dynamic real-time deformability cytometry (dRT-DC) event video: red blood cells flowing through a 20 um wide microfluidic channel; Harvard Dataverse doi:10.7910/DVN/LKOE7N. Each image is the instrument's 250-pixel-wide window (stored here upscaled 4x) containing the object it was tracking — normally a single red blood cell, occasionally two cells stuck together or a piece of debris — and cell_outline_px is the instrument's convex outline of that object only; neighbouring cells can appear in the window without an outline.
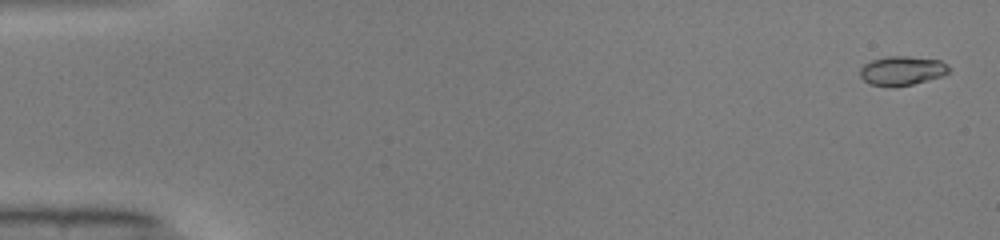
{"species": "common noctule bat (a hibernating species)", "species_latin": "Nyctalus noctula", "temperature_condition": "warm", "stored_images_in_passage": 51, "camera_frame_rate_fps": 3000, "um_per_image_px": 0.085, "animal": {"sex": "male", "body_mass_g": 19.0, "forearm_length_mm": 50.8}, "frame": {"image": 1, "passage_image": 2, "time_ms": 0.333, "image_size_px": [1000, 240], "cell_outline_px": [[948, 72], [940, 76], [928, 80], [912, 84], [892, 88], [888, 88], [868, 84], [860, 76], [860, 68], [864, 64], [872, 60], [888, 56], [908, 56], [940, 60], [948, 64]], "centroid_in_image_um": [76.63, 6.02], "position_along_channel_um": 8.4, "area_um2": 15.26}}
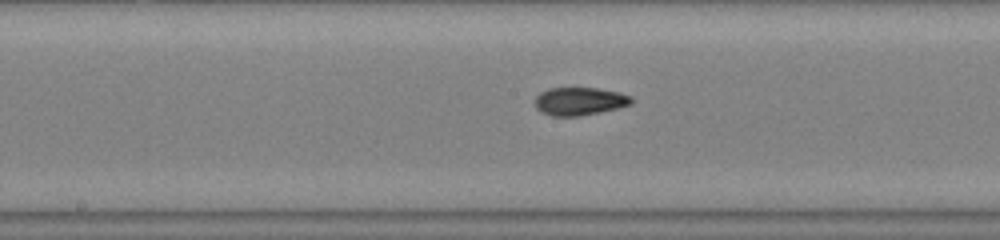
{"frame": {"image": 2, "passage_image": 27, "time_ms": 8.667, "image_size_px": [1000, 240], "cell_outline_px": [[632, 104], [600, 112], [580, 116], [552, 116], [540, 112], [536, 108], [536, 96], [540, 92], [548, 88], [596, 88], [620, 92], [632, 96]], "centroid_in_image_um": [49.26, 8.6], "position_along_channel_um": 198.9, "area_um2": 15.78}}
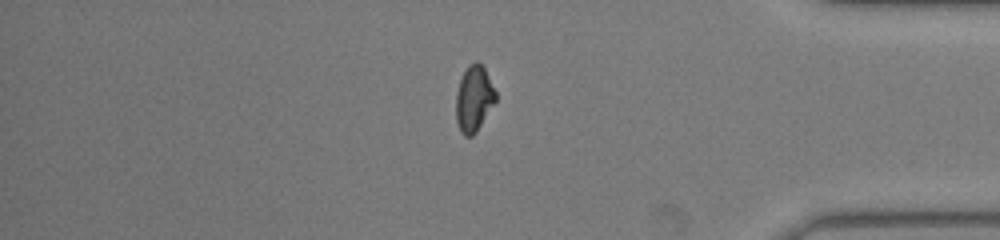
{"frame": {"image": 3, "passage_image": 43, "time_ms": 14.0, "image_size_px": [1000, 240], "cell_outline_px": [[496, 100], [476, 132], [472, 136], [464, 136], [460, 132], [456, 120], [456, 92], [460, 80], [468, 64], [476, 60], [484, 68], [496, 92]], "centroid_in_image_um": [40.26, 8.39], "position_along_channel_um": 394.9, "area_um2": 15.14}, "authors_computed_cell_mechanics": {"area_um2": 15.317, "velocity_mm_per_s": 4.124, "shape_relaxation_time_tau1_ms": 10.0647, "shape_relaxation_time_tau2_ms": 0.86, "deformation_change_tau1": 0.2961, "deformation_change_tau2": 0.0434}}